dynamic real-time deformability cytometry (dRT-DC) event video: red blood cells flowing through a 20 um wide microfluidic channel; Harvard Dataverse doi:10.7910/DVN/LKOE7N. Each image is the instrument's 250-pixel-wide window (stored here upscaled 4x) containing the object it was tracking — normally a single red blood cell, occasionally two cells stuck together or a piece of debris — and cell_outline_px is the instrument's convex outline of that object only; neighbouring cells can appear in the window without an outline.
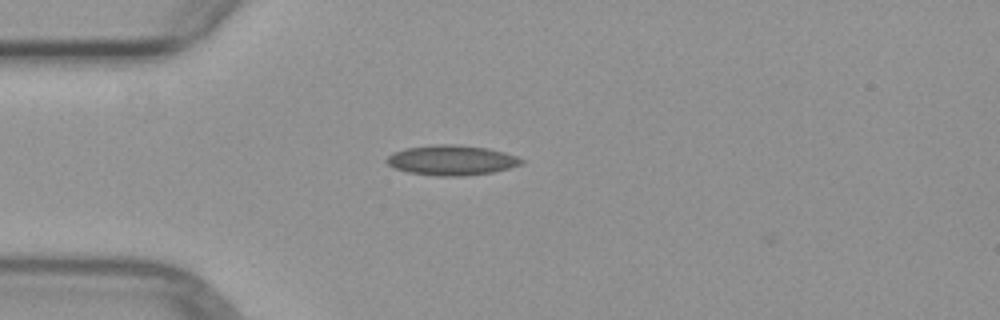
{"species": "common noctule bat (a hibernating species)", "species_latin": "Nyctalus noctula", "temperature_condition": "warm", "stored_images_in_passage": 4, "camera_frame_rate_fps": 3000, "um_per_image_px": 0.085, "animal": {"sex": "female", "body_mass_g": 29.2, "forearm_length_mm": 56.3}, "frame": {"image": 1, "passage_image": 3, "time_ms": 3.333, "image_size_px": [1000, 320], "cell_outline_px": [[524, 160], [520, 164], [508, 168], [492, 172], [464, 176], [436, 176], [408, 172], [396, 168], [388, 164], [384, 160], [392, 152], [404, 148], [436, 144], [452, 144], [488, 148], [504, 152], [516, 156]], "centroid_in_image_um": [38.34, 13.61], "position_along_channel_um": 46.7, "area_um2": 23.52}}